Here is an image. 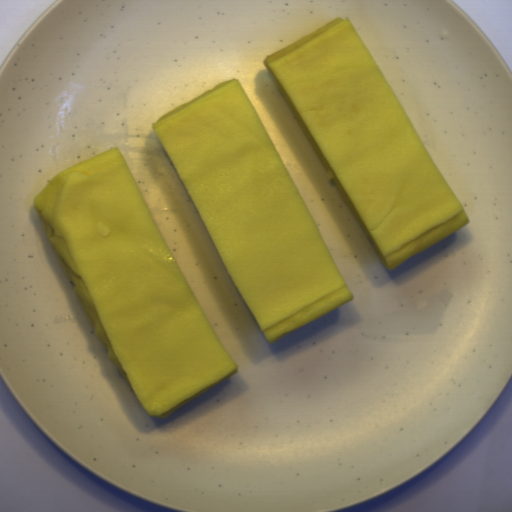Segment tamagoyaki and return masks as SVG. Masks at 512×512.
I'll return each instance as SVG.
<instances>
[{
  "label": "tamagoyaki",
  "instance_id": "obj_1",
  "mask_svg": "<svg viewBox=\"0 0 512 512\" xmlns=\"http://www.w3.org/2000/svg\"><path fill=\"white\" fill-rule=\"evenodd\" d=\"M32 207L109 362L169 418L239 372L119 148L58 172Z\"/></svg>",
  "mask_w": 512,
  "mask_h": 512
},
{
  "label": "tamagoyaki",
  "instance_id": "obj_3",
  "mask_svg": "<svg viewBox=\"0 0 512 512\" xmlns=\"http://www.w3.org/2000/svg\"><path fill=\"white\" fill-rule=\"evenodd\" d=\"M262 62L388 271L471 223L347 16Z\"/></svg>",
  "mask_w": 512,
  "mask_h": 512
},
{
  "label": "tamagoyaki",
  "instance_id": "obj_2",
  "mask_svg": "<svg viewBox=\"0 0 512 512\" xmlns=\"http://www.w3.org/2000/svg\"><path fill=\"white\" fill-rule=\"evenodd\" d=\"M151 126L269 345L355 299L238 78Z\"/></svg>",
  "mask_w": 512,
  "mask_h": 512
}]
</instances>
